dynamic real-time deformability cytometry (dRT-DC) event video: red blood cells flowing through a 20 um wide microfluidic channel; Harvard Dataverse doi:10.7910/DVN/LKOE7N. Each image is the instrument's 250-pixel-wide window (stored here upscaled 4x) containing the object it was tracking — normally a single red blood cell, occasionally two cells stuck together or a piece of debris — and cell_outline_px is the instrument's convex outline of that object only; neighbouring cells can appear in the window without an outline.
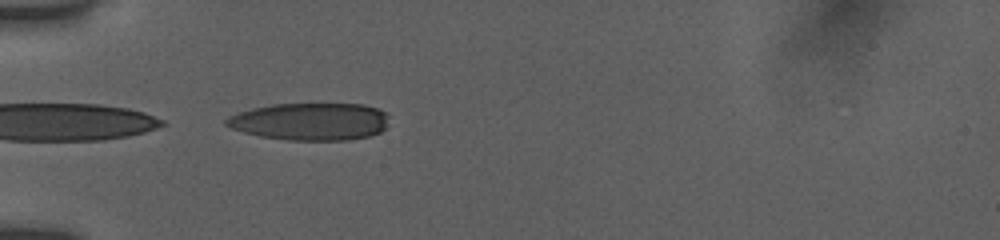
{"species": "human", "species_latin": "Homo sapiens", "temperature_condition": "room temperature", "stored_images_in_passage": 35, "camera_frame_rate_fps": 3000, "um_per_image_px": 0.085, "donor": {"sex": "female"}, "frame": {"image": 1, "passage_image": 3, "time_ms": 1.333, "image_size_px": [1000, 240], "cell_outline_px": [[388, 116], [384, 128], [380, 132], [368, 136], [348, 140], [288, 140], [260, 136], [244, 132], [232, 128], [224, 124], [224, 120], [228, 116], [252, 108], [272, 104], [364, 104], [388, 112]], "centroid_in_image_um": [26.37, 10.32], "position_along_channel_um": 58.6, "area_um2": 35.49}}
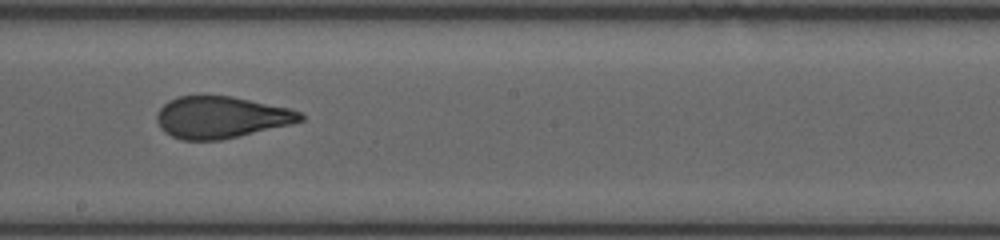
{"frame": {"image": 2, "passage_image": 15, "time_ms": 6.0, "image_size_px": [1000, 240], "cell_outline_px": [[304, 120], [288, 124], [220, 140], [180, 140], [164, 132], [160, 128], [156, 120], [156, 112], [168, 100], [180, 96], [232, 96], [288, 108], [300, 112], [304, 116]], "centroid_in_image_um": [18.72, 9.97], "position_along_channel_um": 229.5, "area_um2": 34.62}}
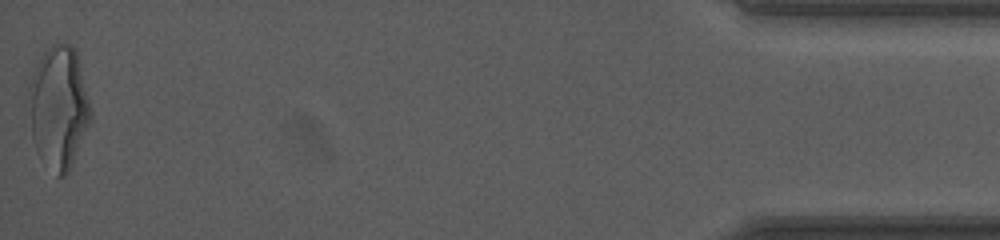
{"frame": {"image": 3, "passage_image": 35, "time_ms": 13.333, "image_size_px": [1000, 240], "cell_outline_px": [[92, 120], [68, 172], [64, 176], [56, 176], [32, 136], [28, 88], [28, 84], [44, 52], [52, 44], [72, 44], [76, 48], [92, 108]], "centroid_in_image_um": [5.05, 9.05], "position_along_channel_um": 430.2, "area_um2": 43.47}, "authors_computed_cell_mechanics": {"area_um2": 36.414, "velocity_mm_per_s": 3.8915, "shape_relaxation_time_tau1_ms": 9.4763, "shape_relaxation_time_tau2_ms": 1.0929, "deformation_change_tau1": 0.2735, "deformation_change_tau2": 0.082}}